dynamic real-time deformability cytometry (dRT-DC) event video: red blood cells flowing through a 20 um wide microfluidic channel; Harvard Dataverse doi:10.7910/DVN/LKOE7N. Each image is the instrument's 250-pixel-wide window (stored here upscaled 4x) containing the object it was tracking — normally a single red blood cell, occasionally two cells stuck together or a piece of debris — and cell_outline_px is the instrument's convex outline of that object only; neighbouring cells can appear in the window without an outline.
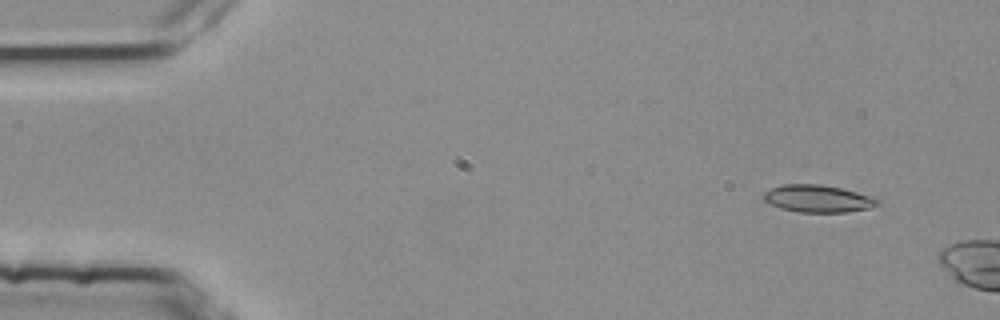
{"species": "common noctule bat (a hibernating species)", "species_latin": "Nyctalus noctula", "temperature_condition": "room temperature", "stored_images_in_passage": 2, "camera_frame_rate_fps": 3000, "um_per_image_px": 0.085, "animal": {"sex": "female", "body_mass_g": 25.1}, "frame": {"image": 1, "passage_image": 1, "time_ms": 0.0, "image_size_px": [1000, 320], "cell_outline_px": [[880, 204], [868, 208], [844, 212], [796, 212], [780, 208], [764, 200], [760, 196], [764, 192], [772, 188], [784, 184], [820, 184], [840, 188], [856, 192], [880, 200]], "centroid_in_image_um": [69.47, 16.88], "position_along_channel_um": 15.5, "area_um2": 17.98}}